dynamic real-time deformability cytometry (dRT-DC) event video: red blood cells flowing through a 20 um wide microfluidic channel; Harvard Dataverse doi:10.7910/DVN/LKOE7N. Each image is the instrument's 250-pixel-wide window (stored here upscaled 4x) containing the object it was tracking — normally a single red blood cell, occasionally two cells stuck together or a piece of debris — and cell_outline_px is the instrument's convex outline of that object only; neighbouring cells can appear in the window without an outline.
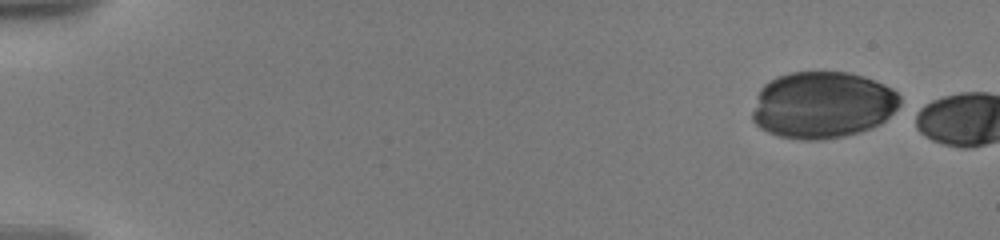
{"species": "human", "species_latin": "Homo sapiens", "temperature_condition": "warm", "stored_images_in_passage": 3, "camera_frame_rate_fps": 3000, "um_per_image_px": 0.085, "donor": {"sex": "male"}, "frame": {"image": 1, "passage_image": 1, "time_ms": 0.0, "image_size_px": [1000, 240], "cell_outline_px": [[900, 108], [880, 124], [872, 128], [860, 132], [844, 136], [824, 140], [800, 140], [780, 136], [768, 132], [760, 128], [752, 120], [752, 112], [756, 96], [760, 88], [768, 80], [776, 76], [788, 72], [848, 72], [864, 76], [884, 84], [892, 88], [900, 96]], "centroid_in_image_um": [69.91, 8.92], "position_along_channel_um": 15.1, "area_um2": 58.2}}